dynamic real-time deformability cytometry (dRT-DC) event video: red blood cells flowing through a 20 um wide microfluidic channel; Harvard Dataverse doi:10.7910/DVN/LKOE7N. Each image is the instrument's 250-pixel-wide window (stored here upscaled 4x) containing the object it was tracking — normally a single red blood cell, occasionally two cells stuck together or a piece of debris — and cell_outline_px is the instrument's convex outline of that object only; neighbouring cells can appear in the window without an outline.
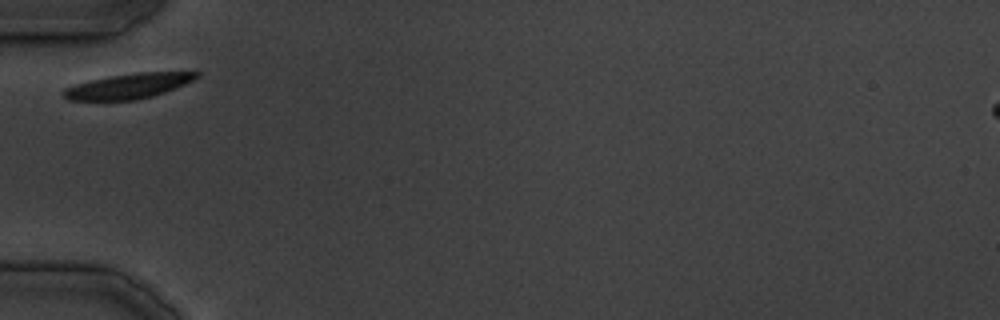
{"species": "common noctule bat (a hibernating species)", "species_latin": "Nyctalus noctula", "temperature_condition": "cold", "stored_images_in_passage": 19, "camera_frame_rate_fps": 3000, "um_per_image_px": 0.085, "animal": {"sex": "male", "body_mass_g": 19.5, "forearm_length_mm": 54.6}, "frame": {"image": 1, "passage_image": 1, "time_ms": 0.0, "image_size_px": [1000, 320], "cell_outline_px": [[200, 76], [176, 88], [152, 96], [136, 100], [68, 100], [60, 92], [64, 88], [76, 84], [92, 80], [112, 76], [136, 72], [200, 72]], "centroid_in_image_um": [10.91, 7.32], "position_along_channel_um": 74.1, "area_um2": 19.25}}